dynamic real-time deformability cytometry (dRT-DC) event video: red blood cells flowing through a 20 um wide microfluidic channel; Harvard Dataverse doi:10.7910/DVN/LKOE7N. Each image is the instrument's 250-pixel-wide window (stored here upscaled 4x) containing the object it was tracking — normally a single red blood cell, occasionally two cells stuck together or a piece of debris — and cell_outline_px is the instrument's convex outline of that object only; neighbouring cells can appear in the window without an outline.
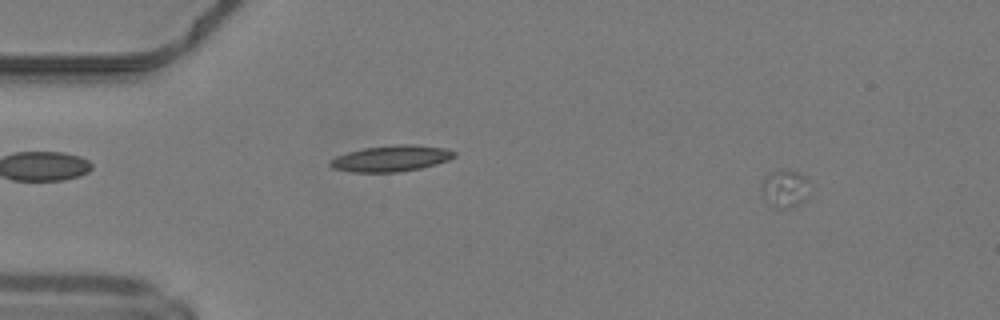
{"species": "common noctule bat (a hibernating species)", "species_latin": "Nyctalus noctula", "temperature_condition": "warm", "stored_images_in_passage": 20, "camera_frame_rate_fps": 3000, "um_per_image_px": 0.085, "animal": {"sex": "male", "body_mass_g": 19.2, "forearm_length_mm": 51.8}, "frame": {"image": 1, "passage_image": 7, "time_ms": 2.0, "image_size_px": [1000, 320], "cell_outline_px": [[804, 200], [788, 208], [776, 208], [764, 200], [760, 188], [768, 172], [788, 168], [800, 172], [804, 176]], "centroid_in_image_um": [66.59, 15.99], "position_along_channel_um": 18.4, "area_um2": 10.17}}